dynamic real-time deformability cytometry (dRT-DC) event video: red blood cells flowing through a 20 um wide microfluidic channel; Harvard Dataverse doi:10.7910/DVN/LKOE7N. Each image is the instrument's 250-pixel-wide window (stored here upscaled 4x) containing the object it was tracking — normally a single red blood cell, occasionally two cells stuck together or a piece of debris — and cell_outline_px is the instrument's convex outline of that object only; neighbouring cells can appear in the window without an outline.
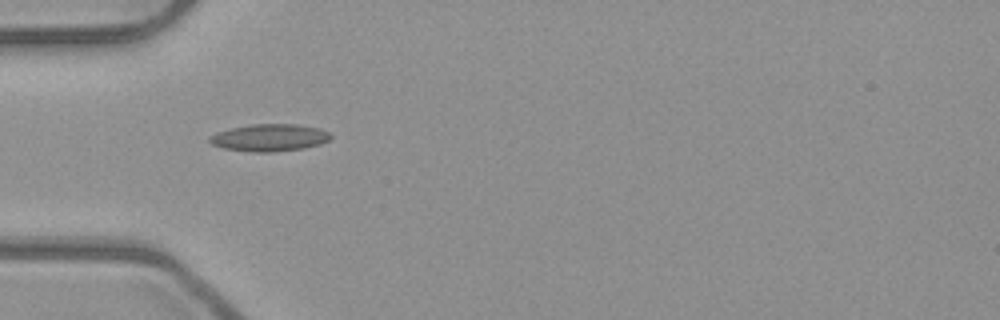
{"species": "common noctule bat (a hibernating species)", "species_latin": "Nyctalus noctula", "temperature_condition": "room temperature", "stored_images_in_passage": 2, "camera_frame_rate_fps": 3000, "um_per_image_px": 0.085, "animal": {"sex": "male", "body_mass_g": 23.1, "forearm_length_mm": 52.7}, "frame": {"image": 1, "passage_image": 1, "time_ms": 0.0, "image_size_px": [1000, 320], "cell_outline_px": [[332, 136], [328, 140], [320, 144], [304, 148], [272, 152], [252, 152], [224, 148], [212, 144], [208, 140], [208, 136], [232, 128], [252, 124], [296, 124], [320, 128], [328, 132]], "centroid_in_image_um": [22.92, 11.7], "position_along_channel_um": 62.1, "area_um2": 19.07}}
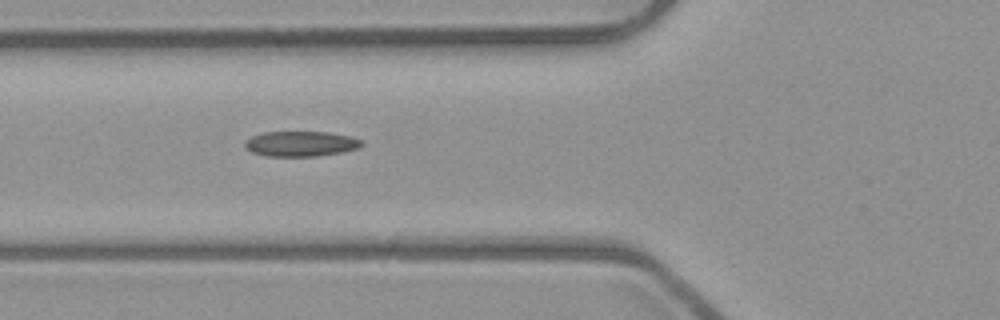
{"frame": {"image": 2, "passage_image": 2, "time_ms": 0.333, "image_size_px": [1000, 320], "cell_outline_px": [[364, 144], [360, 148], [344, 152], [316, 156], [264, 156], [252, 152], [244, 148], [244, 144], [252, 136], [264, 132], [328, 132], [348, 136], [364, 140]], "centroid_in_image_um": [25.6, 12.23], "position_along_channel_um": 100.2, "area_um2": 17.28}}